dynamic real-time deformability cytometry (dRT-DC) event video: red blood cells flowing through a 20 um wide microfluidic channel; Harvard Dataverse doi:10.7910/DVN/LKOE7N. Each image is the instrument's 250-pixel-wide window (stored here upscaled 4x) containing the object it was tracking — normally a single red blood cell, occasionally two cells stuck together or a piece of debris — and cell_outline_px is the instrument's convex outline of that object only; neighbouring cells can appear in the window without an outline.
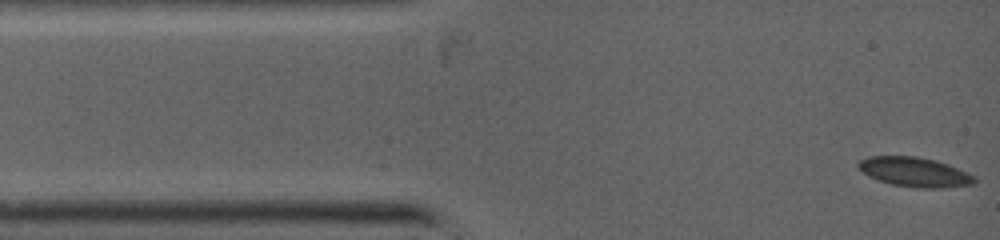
{"species": "common noctule bat (a hibernating species)", "species_latin": "Nyctalus noctula", "temperature_condition": "warm", "stored_images_in_passage": 5, "camera_frame_rate_fps": 5000, "um_per_image_px": 0.085, "animal": {"sex": "female", "body_mass_g": 19.0, "forearm_length_mm": 53.3}, "frame": {"image": 1, "passage_image": 1, "time_ms": 0.0, "image_size_px": [1000, 240], "cell_outline_px": [[976, 180], [972, 184], [940, 188], [912, 188], [892, 184], [868, 176], [856, 164], [860, 160], [868, 156], [916, 156], [948, 164], [976, 176]], "centroid_in_image_um": [77.74, 14.62], "position_along_channel_um": 7.3, "area_um2": 19.83}}